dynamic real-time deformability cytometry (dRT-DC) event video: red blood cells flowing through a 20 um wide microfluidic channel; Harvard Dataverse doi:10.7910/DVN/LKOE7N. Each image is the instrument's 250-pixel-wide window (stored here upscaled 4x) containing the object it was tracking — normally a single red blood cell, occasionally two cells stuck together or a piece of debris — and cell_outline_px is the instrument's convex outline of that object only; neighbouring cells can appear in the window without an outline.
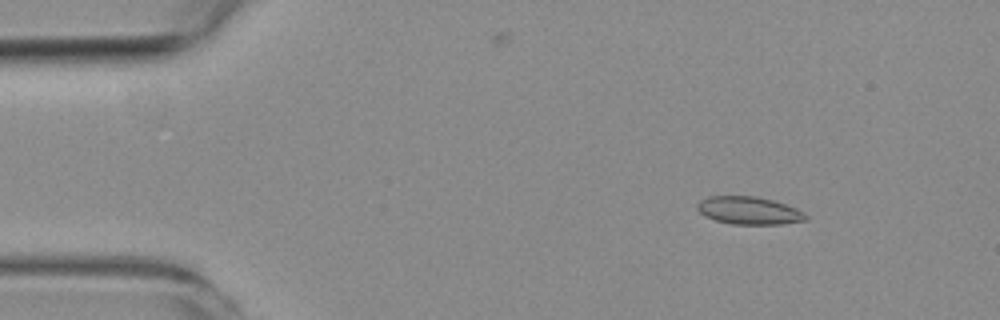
{"species": "common noctule bat (a hibernating species)", "species_latin": "Nyctalus noctula", "temperature_condition": "room temperature", "stored_images_in_passage": 4, "camera_frame_rate_fps": 3000, "um_per_image_px": 0.085, "animal": {"sex": "female", "body_mass_g": 19.3, "forearm_length_mm": 54.1}, "frame": {"image": 1, "passage_image": 2, "time_ms": 1.333, "image_size_px": [1000, 320], "cell_outline_px": [[808, 220], [780, 224], [732, 224], [716, 220], [704, 216], [696, 208], [696, 204], [700, 200], [708, 196], [756, 196], [772, 200], [796, 208], [804, 212], [808, 216]], "centroid_in_image_um": [63.65, 17.89], "position_along_channel_um": 21.3, "area_um2": 17.57}}
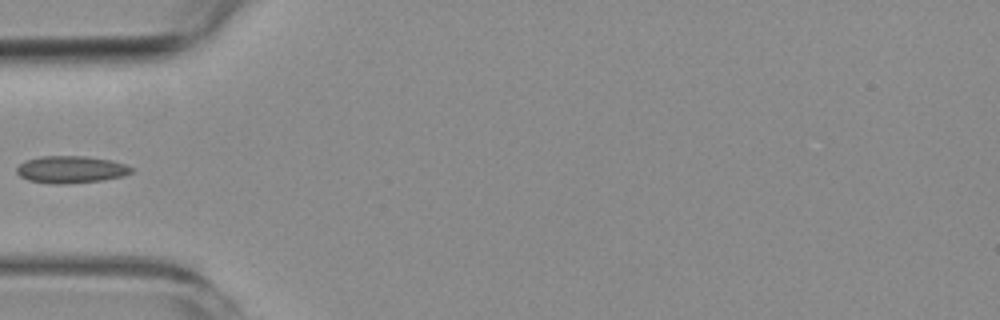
{"frame": {"image": 2, "passage_image": 4, "time_ms": 5.0, "image_size_px": [1000, 320], "cell_outline_px": [[136, 168], [132, 172], [124, 176], [104, 180], [68, 184], [52, 184], [28, 180], [20, 176], [16, 172], [16, 168], [24, 160], [40, 156], [84, 156], [112, 160]], "centroid_in_image_um": [6.04, 14.41], "position_along_channel_um": 79.0, "area_um2": 18.44}}